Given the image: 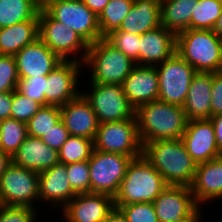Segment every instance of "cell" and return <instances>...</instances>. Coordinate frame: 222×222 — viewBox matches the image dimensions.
I'll list each match as a JSON object with an SVG mask.
<instances>
[{"instance_id":"35","label":"cell","mask_w":222,"mask_h":222,"mask_svg":"<svg viewBox=\"0 0 222 222\" xmlns=\"http://www.w3.org/2000/svg\"><path fill=\"white\" fill-rule=\"evenodd\" d=\"M67 176L75 194L90 193V167L88 160L66 164Z\"/></svg>"},{"instance_id":"13","label":"cell","mask_w":222,"mask_h":222,"mask_svg":"<svg viewBox=\"0 0 222 222\" xmlns=\"http://www.w3.org/2000/svg\"><path fill=\"white\" fill-rule=\"evenodd\" d=\"M83 69V64L80 62L63 61L51 71L47 75L45 106H62L77 98L81 94L79 86L85 89L84 84L80 82Z\"/></svg>"},{"instance_id":"45","label":"cell","mask_w":222,"mask_h":222,"mask_svg":"<svg viewBox=\"0 0 222 222\" xmlns=\"http://www.w3.org/2000/svg\"><path fill=\"white\" fill-rule=\"evenodd\" d=\"M82 1L91 11H93L96 15H99L110 0H82Z\"/></svg>"},{"instance_id":"25","label":"cell","mask_w":222,"mask_h":222,"mask_svg":"<svg viewBox=\"0 0 222 222\" xmlns=\"http://www.w3.org/2000/svg\"><path fill=\"white\" fill-rule=\"evenodd\" d=\"M160 0H134L119 31L142 35L161 26Z\"/></svg>"},{"instance_id":"43","label":"cell","mask_w":222,"mask_h":222,"mask_svg":"<svg viewBox=\"0 0 222 222\" xmlns=\"http://www.w3.org/2000/svg\"><path fill=\"white\" fill-rule=\"evenodd\" d=\"M13 92L0 93V121L11 118Z\"/></svg>"},{"instance_id":"47","label":"cell","mask_w":222,"mask_h":222,"mask_svg":"<svg viewBox=\"0 0 222 222\" xmlns=\"http://www.w3.org/2000/svg\"><path fill=\"white\" fill-rule=\"evenodd\" d=\"M11 156L0 150V176L6 170V168L11 164Z\"/></svg>"},{"instance_id":"9","label":"cell","mask_w":222,"mask_h":222,"mask_svg":"<svg viewBox=\"0 0 222 222\" xmlns=\"http://www.w3.org/2000/svg\"><path fill=\"white\" fill-rule=\"evenodd\" d=\"M131 160L129 156L93 148L88 160L90 193H104L114 197L119 191Z\"/></svg>"},{"instance_id":"10","label":"cell","mask_w":222,"mask_h":222,"mask_svg":"<svg viewBox=\"0 0 222 222\" xmlns=\"http://www.w3.org/2000/svg\"><path fill=\"white\" fill-rule=\"evenodd\" d=\"M155 67L159 81L158 100L182 107L188 94L191 80L197 73L194 67L176 52Z\"/></svg>"},{"instance_id":"31","label":"cell","mask_w":222,"mask_h":222,"mask_svg":"<svg viewBox=\"0 0 222 222\" xmlns=\"http://www.w3.org/2000/svg\"><path fill=\"white\" fill-rule=\"evenodd\" d=\"M191 15V29L212 30L222 12V0H198Z\"/></svg>"},{"instance_id":"16","label":"cell","mask_w":222,"mask_h":222,"mask_svg":"<svg viewBox=\"0 0 222 222\" xmlns=\"http://www.w3.org/2000/svg\"><path fill=\"white\" fill-rule=\"evenodd\" d=\"M181 141L197 164L222 156L211 119L188 120Z\"/></svg>"},{"instance_id":"32","label":"cell","mask_w":222,"mask_h":222,"mask_svg":"<svg viewBox=\"0 0 222 222\" xmlns=\"http://www.w3.org/2000/svg\"><path fill=\"white\" fill-rule=\"evenodd\" d=\"M93 150V140L70 136L58 151L59 162L71 164L89 160Z\"/></svg>"},{"instance_id":"4","label":"cell","mask_w":222,"mask_h":222,"mask_svg":"<svg viewBox=\"0 0 222 222\" xmlns=\"http://www.w3.org/2000/svg\"><path fill=\"white\" fill-rule=\"evenodd\" d=\"M176 53L196 72H222V39L212 30L188 29L176 35Z\"/></svg>"},{"instance_id":"28","label":"cell","mask_w":222,"mask_h":222,"mask_svg":"<svg viewBox=\"0 0 222 222\" xmlns=\"http://www.w3.org/2000/svg\"><path fill=\"white\" fill-rule=\"evenodd\" d=\"M40 9L36 0H0V28L38 20Z\"/></svg>"},{"instance_id":"2","label":"cell","mask_w":222,"mask_h":222,"mask_svg":"<svg viewBox=\"0 0 222 222\" xmlns=\"http://www.w3.org/2000/svg\"><path fill=\"white\" fill-rule=\"evenodd\" d=\"M135 118L142 146L157 140L181 139L188 123L183 107L159 100L137 107Z\"/></svg>"},{"instance_id":"19","label":"cell","mask_w":222,"mask_h":222,"mask_svg":"<svg viewBox=\"0 0 222 222\" xmlns=\"http://www.w3.org/2000/svg\"><path fill=\"white\" fill-rule=\"evenodd\" d=\"M127 100L137 107L158 100L159 81L155 66L135 65L122 83Z\"/></svg>"},{"instance_id":"42","label":"cell","mask_w":222,"mask_h":222,"mask_svg":"<svg viewBox=\"0 0 222 222\" xmlns=\"http://www.w3.org/2000/svg\"><path fill=\"white\" fill-rule=\"evenodd\" d=\"M222 113V72L213 73L211 117Z\"/></svg>"},{"instance_id":"26","label":"cell","mask_w":222,"mask_h":222,"mask_svg":"<svg viewBox=\"0 0 222 222\" xmlns=\"http://www.w3.org/2000/svg\"><path fill=\"white\" fill-rule=\"evenodd\" d=\"M39 38V21L28 20L0 28V55L15 56L26 45Z\"/></svg>"},{"instance_id":"8","label":"cell","mask_w":222,"mask_h":222,"mask_svg":"<svg viewBox=\"0 0 222 222\" xmlns=\"http://www.w3.org/2000/svg\"><path fill=\"white\" fill-rule=\"evenodd\" d=\"M42 8L53 19L75 31L88 45L101 39L98 15L82 0H50Z\"/></svg>"},{"instance_id":"46","label":"cell","mask_w":222,"mask_h":222,"mask_svg":"<svg viewBox=\"0 0 222 222\" xmlns=\"http://www.w3.org/2000/svg\"><path fill=\"white\" fill-rule=\"evenodd\" d=\"M104 222H127V220L122 212L119 209L115 208Z\"/></svg>"},{"instance_id":"17","label":"cell","mask_w":222,"mask_h":222,"mask_svg":"<svg viewBox=\"0 0 222 222\" xmlns=\"http://www.w3.org/2000/svg\"><path fill=\"white\" fill-rule=\"evenodd\" d=\"M15 59L19 79L47 76L63 62L40 38L22 48Z\"/></svg>"},{"instance_id":"50","label":"cell","mask_w":222,"mask_h":222,"mask_svg":"<svg viewBox=\"0 0 222 222\" xmlns=\"http://www.w3.org/2000/svg\"><path fill=\"white\" fill-rule=\"evenodd\" d=\"M40 5L41 7L46 3L48 2V0H36Z\"/></svg>"},{"instance_id":"22","label":"cell","mask_w":222,"mask_h":222,"mask_svg":"<svg viewBox=\"0 0 222 222\" xmlns=\"http://www.w3.org/2000/svg\"><path fill=\"white\" fill-rule=\"evenodd\" d=\"M176 52V35L162 25L140 35L139 65L157 66Z\"/></svg>"},{"instance_id":"36","label":"cell","mask_w":222,"mask_h":222,"mask_svg":"<svg viewBox=\"0 0 222 222\" xmlns=\"http://www.w3.org/2000/svg\"><path fill=\"white\" fill-rule=\"evenodd\" d=\"M43 106L23 95L18 89L13 91L11 118L27 123Z\"/></svg>"},{"instance_id":"33","label":"cell","mask_w":222,"mask_h":222,"mask_svg":"<svg viewBox=\"0 0 222 222\" xmlns=\"http://www.w3.org/2000/svg\"><path fill=\"white\" fill-rule=\"evenodd\" d=\"M61 120L60 106H43L27 123L29 136L41 138Z\"/></svg>"},{"instance_id":"20","label":"cell","mask_w":222,"mask_h":222,"mask_svg":"<svg viewBox=\"0 0 222 222\" xmlns=\"http://www.w3.org/2000/svg\"><path fill=\"white\" fill-rule=\"evenodd\" d=\"M60 112L61 120L70 136L94 140L100 123L90 103L82 94L60 106Z\"/></svg>"},{"instance_id":"14","label":"cell","mask_w":222,"mask_h":222,"mask_svg":"<svg viewBox=\"0 0 222 222\" xmlns=\"http://www.w3.org/2000/svg\"><path fill=\"white\" fill-rule=\"evenodd\" d=\"M114 209V197L108 194H76L59 210V218L61 222H104Z\"/></svg>"},{"instance_id":"41","label":"cell","mask_w":222,"mask_h":222,"mask_svg":"<svg viewBox=\"0 0 222 222\" xmlns=\"http://www.w3.org/2000/svg\"><path fill=\"white\" fill-rule=\"evenodd\" d=\"M69 137L70 133L65 128L63 121L60 120L41 137V140L52 149L59 151Z\"/></svg>"},{"instance_id":"1","label":"cell","mask_w":222,"mask_h":222,"mask_svg":"<svg viewBox=\"0 0 222 222\" xmlns=\"http://www.w3.org/2000/svg\"><path fill=\"white\" fill-rule=\"evenodd\" d=\"M142 154L168 185L192 186L197 163L189 155L181 139L147 142L143 145Z\"/></svg>"},{"instance_id":"23","label":"cell","mask_w":222,"mask_h":222,"mask_svg":"<svg viewBox=\"0 0 222 222\" xmlns=\"http://www.w3.org/2000/svg\"><path fill=\"white\" fill-rule=\"evenodd\" d=\"M12 163L37 173L59 163L58 151L46 145L41 138L27 136L11 157Z\"/></svg>"},{"instance_id":"6","label":"cell","mask_w":222,"mask_h":222,"mask_svg":"<svg viewBox=\"0 0 222 222\" xmlns=\"http://www.w3.org/2000/svg\"><path fill=\"white\" fill-rule=\"evenodd\" d=\"M39 38L63 61L84 63L89 45L71 28L39 11ZM81 56H80V55Z\"/></svg>"},{"instance_id":"37","label":"cell","mask_w":222,"mask_h":222,"mask_svg":"<svg viewBox=\"0 0 222 222\" xmlns=\"http://www.w3.org/2000/svg\"><path fill=\"white\" fill-rule=\"evenodd\" d=\"M19 76L15 56L0 55V93L18 89Z\"/></svg>"},{"instance_id":"7","label":"cell","mask_w":222,"mask_h":222,"mask_svg":"<svg viewBox=\"0 0 222 222\" xmlns=\"http://www.w3.org/2000/svg\"><path fill=\"white\" fill-rule=\"evenodd\" d=\"M81 94L90 103L99 123L135 118V108L127 100L122 84H89Z\"/></svg>"},{"instance_id":"40","label":"cell","mask_w":222,"mask_h":222,"mask_svg":"<svg viewBox=\"0 0 222 222\" xmlns=\"http://www.w3.org/2000/svg\"><path fill=\"white\" fill-rule=\"evenodd\" d=\"M37 210L27 206H7L0 209V222H38Z\"/></svg>"},{"instance_id":"34","label":"cell","mask_w":222,"mask_h":222,"mask_svg":"<svg viewBox=\"0 0 222 222\" xmlns=\"http://www.w3.org/2000/svg\"><path fill=\"white\" fill-rule=\"evenodd\" d=\"M105 39L135 62L136 65H139L140 35L115 30Z\"/></svg>"},{"instance_id":"5","label":"cell","mask_w":222,"mask_h":222,"mask_svg":"<svg viewBox=\"0 0 222 222\" xmlns=\"http://www.w3.org/2000/svg\"><path fill=\"white\" fill-rule=\"evenodd\" d=\"M135 65L105 38L89 45L83 63V67L88 69L84 75L88 73L89 84H122Z\"/></svg>"},{"instance_id":"15","label":"cell","mask_w":222,"mask_h":222,"mask_svg":"<svg viewBox=\"0 0 222 222\" xmlns=\"http://www.w3.org/2000/svg\"><path fill=\"white\" fill-rule=\"evenodd\" d=\"M159 222H181L200 206L195 202L191 187L168 185L153 201Z\"/></svg>"},{"instance_id":"44","label":"cell","mask_w":222,"mask_h":222,"mask_svg":"<svg viewBox=\"0 0 222 222\" xmlns=\"http://www.w3.org/2000/svg\"><path fill=\"white\" fill-rule=\"evenodd\" d=\"M210 119L214 127L218 149L222 152V113L214 115Z\"/></svg>"},{"instance_id":"51","label":"cell","mask_w":222,"mask_h":222,"mask_svg":"<svg viewBox=\"0 0 222 222\" xmlns=\"http://www.w3.org/2000/svg\"><path fill=\"white\" fill-rule=\"evenodd\" d=\"M4 206V203H3V200H2V197H1V193H0V209Z\"/></svg>"},{"instance_id":"18","label":"cell","mask_w":222,"mask_h":222,"mask_svg":"<svg viewBox=\"0 0 222 222\" xmlns=\"http://www.w3.org/2000/svg\"><path fill=\"white\" fill-rule=\"evenodd\" d=\"M39 207L50 206L56 212L62 209L76 194L72 191L66 164L58 163L39 173ZM44 204H43V203ZM58 208V210H57Z\"/></svg>"},{"instance_id":"49","label":"cell","mask_w":222,"mask_h":222,"mask_svg":"<svg viewBox=\"0 0 222 222\" xmlns=\"http://www.w3.org/2000/svg\"><path fill=\"white\" fill-rule=\"evenodd\" d=\"M212 31L222 39V12L220 17L217 19L216 24L214 25V28Z\"/></svg>"},{"instance_id":"27","label":"cell","mask_w":222,"mask_h":222,"mask_svg":"<svg viewBox=\"0 0 222 222\" xmlns=\"http://www.w3.org/2000/svg\"><path fill=\"white\" fill-rule=\"evenodd\" d=\"M198 0H160L161 25L175 35L191 29V15Z\"/></svg>"},{"instance_id":"21","label":"cell","mask_w":222,"mask_h":222,"mask_svg":"<svg viewBox=\"0 0 222 222\" xmlns=\"http://www.w3.org/2000/svg\"><path fill=\"white\" fill-rule=\"evenodd\" d=\"M191 192L202 209L207 202L222 201V156L197 164Z\"/></svg>"},{"instance_id":"3","label":"cell","mask_w":222,"mask_h":222,"mask_svg":"<svg viewBox=\"0 0 222 222\" xmlns=\"http://www.w3.org/2000/svg\"><path fill=\"white\" fill-rule=\"evenodd\" d=\"M167 186L161 174L142 154L128 164L119 191L114 196V205L153 203Z\"/></svg>"},{"instance_id":"30","label":"cell","mask_w":222,"mask_h":222,"mask_svg":"<svg viewBox=\"0 0 222 222\" xmlns=\"http://www.w3.org/2000/svg\"><path fill=\"white\" fill-rule=\"evenodd\" d=\"M27 136L26 123L12 118L0 121V150L11 157Z\"/></svg>"},{"instance_id":"11","label":"cell","mask_w":222,"mask_h":222,"mask_svg":"<svg viewBox=\"0 0 222 222\" xmlns=\"http://www.w3.org/2000/svg\"><path fill=\"white\" fill-rule=\"evenodd\" d=\"M93 148L119 153L132 159L141 156L143 146L139 139L136 119L100 123L93 140Z\"/></svg>"},{"instance_id":"12","label":"cell","mask_w":222,"mask_h":222,"mask_svg":"<svg viewBox=\"0 0 222 222\" xmlns=\"http://www.w3.org/2000/svg\"><path fill=\"white\" fill-rule=\"evenodd\" d=\"M38 185L39 173L16 166L11 162L0 176V193L4 205L38 209Z\"/></svg>"},{"instance_id":"38","label":"cell","mask_w":222,"mask_h":222,"mask_svg":"<svg viewBox=\"0 0 222 222\" xmlns=\"http://www.w3.org/2000/svg\"><path fill=\"white\" fill-rule=\"evenodd\" d=\"M126 217L127 222H159L153 203L115 205Z\"/></svg>"},{"instance_id":"29","label":"cell","mask_w":222,"mask_h":222,"mask_svg":"<svg viewBox=\"0 0 222 222\" xmlns=\"http://www.w3.org/2000/svg\"><path fill=\"white\" fill-rule=\"evenodd\" d=\"M134 4V0H110L98 15L101 38L118 30Z\"/></svg>"},{"instance_id":"24","label":"cell","mask_w":222,"mask_h":222,"mask_svg":"<svg viewBox=\"0 0 222 222\" xmlns=\"http://www.w3.org/2000/svg\"><path fill=\"white\" fill-rule=\"evenodd\" d=\"M213 73L197 72L183 104L188 120L211 118V91Z\"/></svg>"},{"instance_id":"39","label":"cell","mask_w":222,"mask_h":222,"mask_svg":"<svg viewBox=\"0 0 222 222\" xmlns=\"http://www.w3.org/2000/svg\"><path fill=\"white\" fill-rule=\"evenodd\" d=\"M47 76L19 79L18 90L27 98L45 106Z\"/></svg>"},{"instance_id":"48","label":"cell","mask_w":222,"mask_h":222,"mask_svg":"<svg viewBox=\"0 0 222 222\" xmlns=\"http://www.w3.org/2000/svg\"><path fill=\"white\" fill-rule=\"evenodd\" d=\"M201 208L202 207H199L190 217L182 220L181 222H203L204 215L202 214L203 211Z\"/></svg>"}]
</instances>
